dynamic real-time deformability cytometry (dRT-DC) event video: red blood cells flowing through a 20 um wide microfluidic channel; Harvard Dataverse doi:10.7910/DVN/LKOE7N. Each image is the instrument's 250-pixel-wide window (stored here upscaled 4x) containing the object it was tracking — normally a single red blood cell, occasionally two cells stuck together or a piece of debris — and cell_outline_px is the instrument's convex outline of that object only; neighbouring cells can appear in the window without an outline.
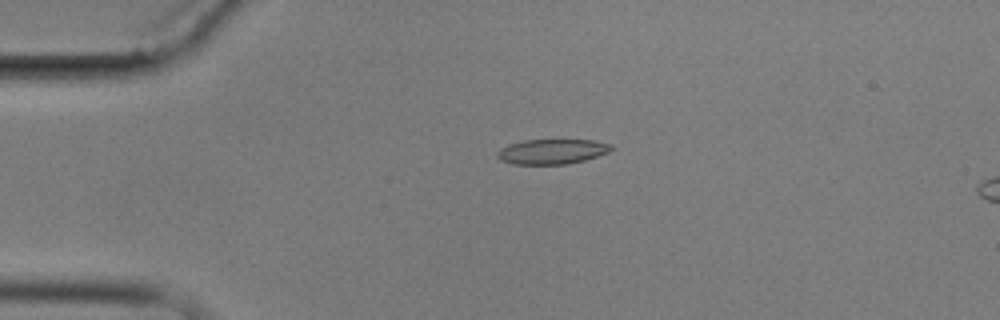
{"species": "common noctule bat (a hibernating species)", "species_latin": "Nyctalus noctula", "temperature_condition": "cold", "stored_images_in_passage": 4, "camera_frame_rate_fps": 3000, "um_per_image_px": 0.085, "animal": {"sex": "male", "body_mass_g": 17.9}, "frame": {"image": 1, "passage_image": 2, "time_ms": 2.0, "image_size_px": [1000, 320], "cell_outline_px": [[612, 148], [608, 152], [584, 160], [568, 164], [512, 164], [500, 160], [496, 156], [496, 152], [500, 148], [508, 144], [524, 140], [592, 140], [612, 144]], "centroid_in_image_um": [46.87, 12.88], "position_along_channel_um": 38.1, "area_um2": 16.59}}